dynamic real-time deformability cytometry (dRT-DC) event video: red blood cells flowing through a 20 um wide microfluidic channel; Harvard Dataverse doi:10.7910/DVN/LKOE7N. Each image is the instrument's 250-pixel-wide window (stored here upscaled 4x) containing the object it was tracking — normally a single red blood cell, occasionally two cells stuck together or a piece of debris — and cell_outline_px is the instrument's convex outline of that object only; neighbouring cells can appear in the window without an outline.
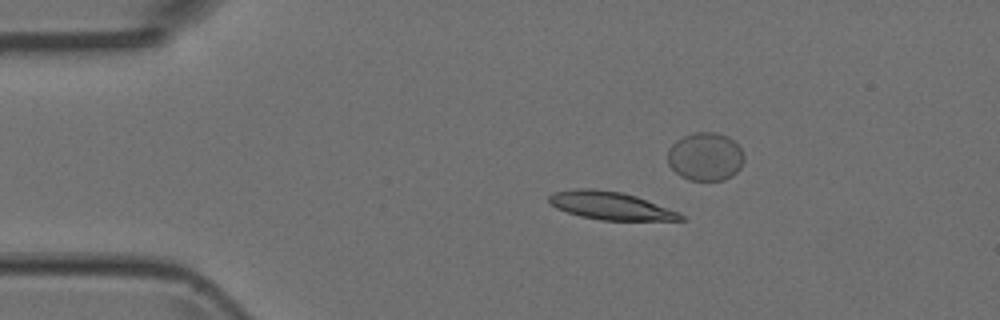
{"species": "Egyptian fruit bat (a non-hibernating species)", "species_latin": "Rousettus aegyptiacus", "temperature_condition": "room temperature", "stored_images_in_passage": 4, "camera_frame_rate_fps": 3000, "um_per_image_px": 0.085, "animal": {"sex": "female"}, "frame": {"image": 1, "passage_image": 2, "time_ms": 0.333, "image_size_px": [1000, 320], "cell_outline_px": [[684, 220], [600, 220], [580, 216], [556, 208], [548, 200], [548, 196], [556, 192], [576, 188], [592, 188], [620, 192], [636, 196], [680, 212], [684, 216]], "centroid_in_image_um": [51.91, 17.48], "position_along_channel_um": 33.1, "area_um2": 21.27}}